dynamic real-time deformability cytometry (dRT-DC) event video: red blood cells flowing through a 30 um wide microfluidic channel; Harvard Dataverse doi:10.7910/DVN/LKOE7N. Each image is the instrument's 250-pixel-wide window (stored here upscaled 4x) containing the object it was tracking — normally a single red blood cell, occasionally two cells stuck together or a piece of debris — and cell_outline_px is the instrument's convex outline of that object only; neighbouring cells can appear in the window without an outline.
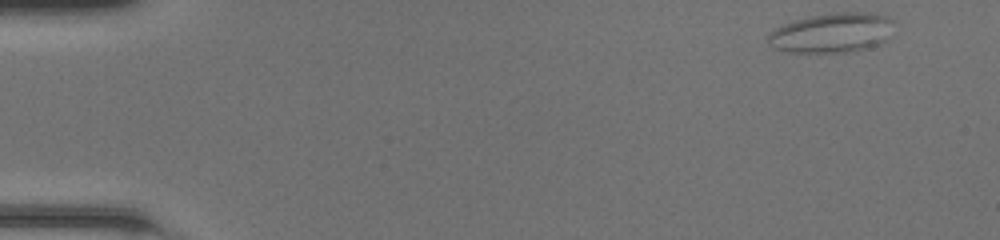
{"species": "common noctule bat (a hibernating species)", "species_latin": "Nyctalus noctula", "temperature_condition": "room temperature", "stored_images_in_passage": 46, "camera_frame_rate_fps": 3000, "um_per_image_px": 0.085, "animal": {"sex": "female", "body_mass_g": 20.0, "forearm_length_mm": 54.0}, "frame": {"image": 1, "passage_image": 1, "time_ms": 0.0, "image_size_px": [1000, 240], "cell_outline_px": [[896, 20], [888, 40], [880, 44], [868, 48], [848, 52], [788, 52], [772, 48], [768, 44], [768, 36], [776, 28], [792, 20], [808, 16], [840, 12], [872, 12], [888, 16]], "centroid_in_image_um": [70.78, 2.78], "position_along_channel_um": 14.2, "area_um2": 29.65}}
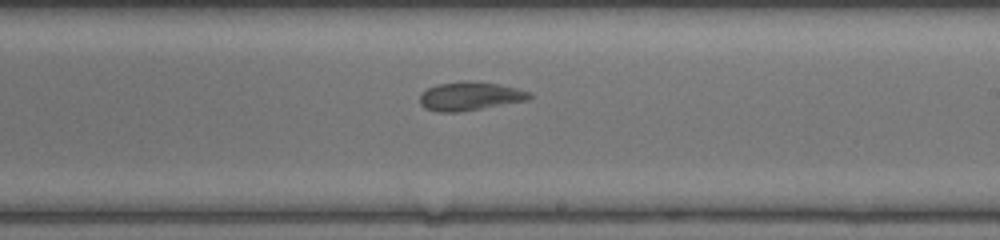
{"frame": {"image": 2, "passage_image": 27, "time_ms": 8.667, "image_size_px": [1000, 240], "cell_outline_px": [[532, 96], [528, 100], [456, 112], [436, 112], [424, 108], [420, 104], [420, 96], [428, 88], [436, 84], [464, 80], [468, 80], [500, 84], [532, 92]], "centroid_in_image_um": [39.94, 8.16], "position_along_channel_um": 249.1, "area_um2": 18.26}}
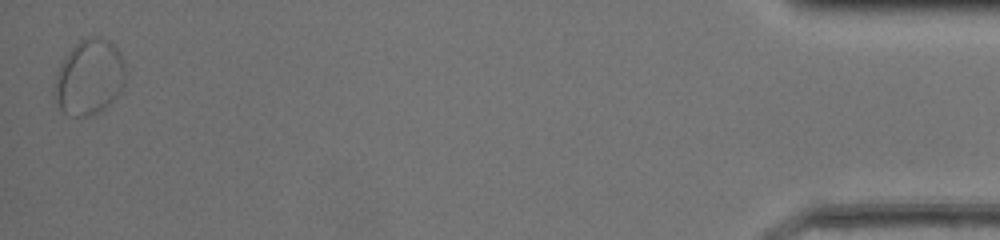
{"frame": {"image": 3, "passage_image": 46, "time_ms": 15.0, "image_size_px": [1000, 240], "cell_outline_px": [[124, 84], [120, 92], [100, 112], [92, 116], [68, 116], [60, 108], [52, 96], [56, 72], [64, 56], [80, 40], [92, 36], [96, 36], [108, 40], [120, 52], [124, 64]], "centroid_in_image_um": [7.55, 6.58], "position_along_channel_um": 427.7, "area_um2": 31.39}, "authors_computed_cell_mechanics": {"area_um2": 19.5364, "velocity_mm_per_s": 4.2284, "shape_relaxation_time_tau1_ms": null, "shape_relaxation_time_tau2_ms": 2.0081, "deformation_change_tau1": null, "deformation_change_tau2": 0.0721}}